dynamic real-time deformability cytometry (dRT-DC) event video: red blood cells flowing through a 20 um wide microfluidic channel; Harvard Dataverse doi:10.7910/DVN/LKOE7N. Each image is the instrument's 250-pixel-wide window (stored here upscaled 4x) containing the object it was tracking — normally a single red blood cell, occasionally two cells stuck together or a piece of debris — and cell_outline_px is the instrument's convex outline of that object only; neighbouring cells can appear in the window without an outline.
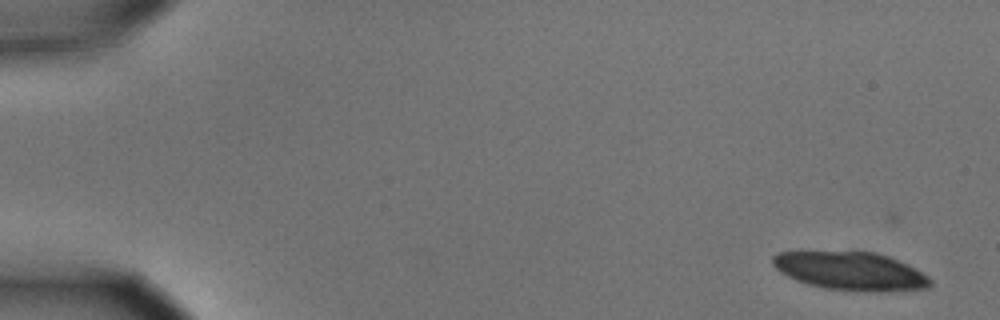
{"species": "common noctule bat (a hibernating species)", "species_latin": "Nyctalus noctula", "temperature_condition": "cold", "stored_images_in_passage": 24, "camera_frame_rate_fps": 3000, "um_per_image_px": 0.085, "animal": {"sex": "male", "body_mass_g": 15.6}, "frame": {"image": 1, "passage_image": 5, "time_ms": 1.333, "image_size_px": [1000, 320], "cell_outline_px": [[932, 284], [928, 288], [884, 292], [872, 292], [824, 288], [808, 284], [796, 280], [780, 272], [772, 264], [772, 256], [776, 252], [876, 252], [888, 256], [928, 276], [932, 280]], "centroid_in_image_um": [72.29, 23.05], "position_along_channel_um": 12.7, "area_um2": 34.91}}